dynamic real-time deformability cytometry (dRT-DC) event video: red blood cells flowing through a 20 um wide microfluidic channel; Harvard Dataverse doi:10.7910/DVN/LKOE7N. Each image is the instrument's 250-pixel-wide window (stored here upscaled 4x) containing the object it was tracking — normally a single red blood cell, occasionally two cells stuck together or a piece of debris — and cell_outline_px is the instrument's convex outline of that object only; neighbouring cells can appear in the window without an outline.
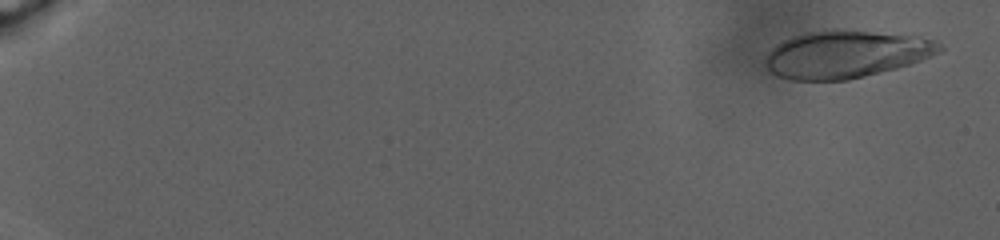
{"species": "human", "species_latin": "Homo sapiens", "temperature_condition": "warm", "stored_images_in_passage": 91, "camera_frame_rate_fps": 3000, "um_per_image_px": 0.085, "donor": {"sex": "male"}, "frame": {"image": 1, "passage_image": 2, "time_ms": 0.667, "image_size_px": [1000, 240], "cell_outline_px": [[944, 48], [940, 52], [932, 56], [896, 68], [848, 80], [788, 80], [772, 72], [764, 64], [764, 60], [768, 52], [776, 44], [784, 40], [808, 32], [824, 28], [844, 28], [912, 36], [932, 40], [944, 44]], "centroid_in_image_um": [71.89, 4.59], "position_along_channel_um": 13.1, "area_um2": 48.32}}
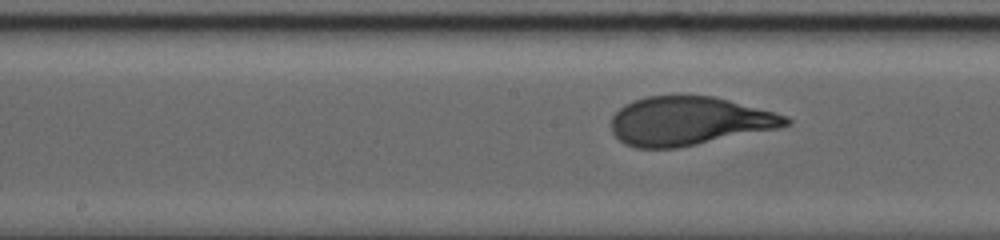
{"frame": {"image": 2, "passage_image": 51, "time_ms": 17.0, "image_size_px": [1000, 240], "cell_outline_px": [[792, 124], [780, 128], [676, 148], [636, 148], [624, 144], [612, 132], [612, 116], [624, 104], [632, 100], [648, 96], [716, 96], [788, 116], [792, 120]], "centroid_in_image_um": [58.58, 10.29], "position_along_channel_um": 189.6, "area_um2": 49.53}}
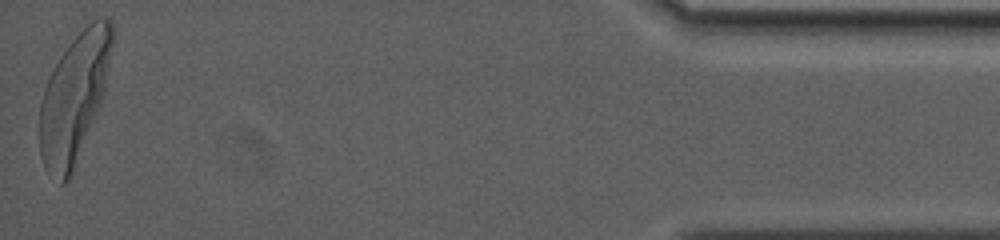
{"frame": {"image": 3, "passage_image": 91, "time_ms": 30.0, "image_size_px": [1000, 240], "cell_outline_px": [[116, 40], [104, 96], [68, 180], [64, 184], [60, 184], [48, 176], [44, 168], [40, 156], [40, 104], [44, 88], [60, 56], [68, 44], [92, 20], [104, 16], [108, 16], [112, 20], [116, 28]], "centroid_in_image_um": [6.37, 8.23], "position_along_channel_um": 428.8, "area_um2": 54.85}, "authors_computed_cell_mechanics": {"area_um2": 48.8988, "velocity_mm_per_s": 2.3791, "shape_relaxation_time_tau1_ms": 5.3231, "shape_relaxation_time_tau2_ms": null, "deformation_change_tau1": 0.2331, "deformation_change_tau2": null}}